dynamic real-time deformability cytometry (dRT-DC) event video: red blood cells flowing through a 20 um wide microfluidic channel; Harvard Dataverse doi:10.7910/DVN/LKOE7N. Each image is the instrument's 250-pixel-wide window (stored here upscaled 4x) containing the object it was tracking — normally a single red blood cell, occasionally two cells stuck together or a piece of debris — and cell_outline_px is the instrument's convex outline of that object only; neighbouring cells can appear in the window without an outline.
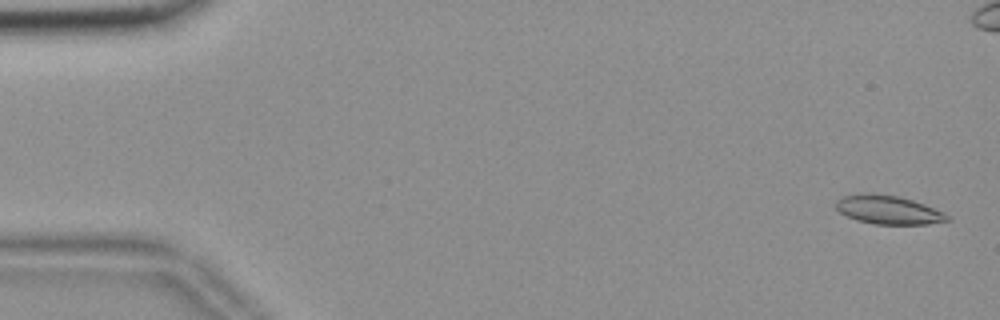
{"species": "common noctule bat (a hibernating species)", "species_latin": "Nyctalus noctula", "temperature_condition": "room temperature", "stored_images_in_passage": 56, "camera_frame_rate_fps": 3000, "um_per_image_px": 0.085, "animal": {"sex": "female", "body_mass_g": 18.4}, "frame": {"image": 1, "passage_image": 2, "time_ms": 0.333, "image_size_px": [1000, 320], "cell_outline_px": [[952, 220], [928, 224], [876, 224], [856, 220], [840, 212], [836, 208], [836, 200], [844, 196], [868, 192], [872, 192], [896, 196], [912, 200], [924, 204], [944, 212]], "centroid_in_image_um": [75.51, 17.83], "position_along_channel_um": 9.5, "area_um2": 18.55}}
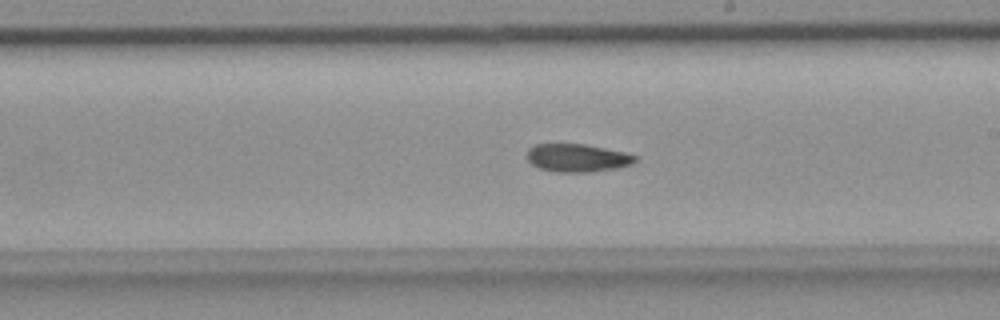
{"frame": {"image": 2, "passage_image": 32, "time_ms": 10.333, "image_size_px": [1000, 320], "cell_outline_px": [[636, 160], [632, 164], [616, 168], [588, 172], [556, 172], [540, 168], [532, 164], [528, 160], [528, 148], [536, 144], [584, 144], [624, 152], [636, 156]], "centroid_in_image_um": [49.06, 13.42], "position_along_channel_um": 239.9, "area_um2": 17.46}}
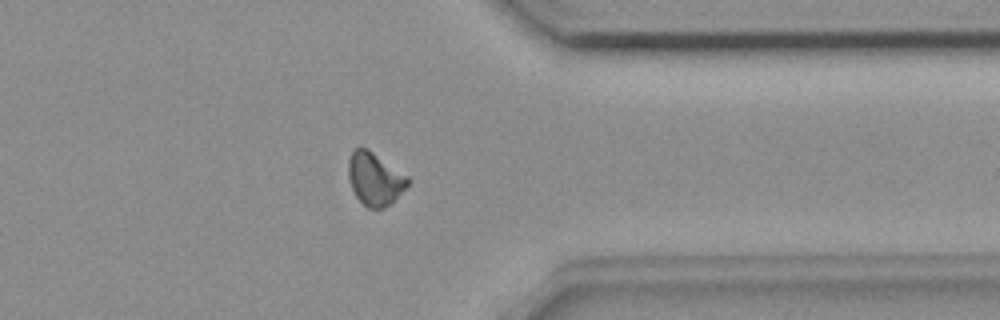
{"frame": {"image": 3, "passage_image": 44, "time_ms": 14.333, "image_size_px": [1000, 320], "cell_outline_px": [[408, 184], [384, 208], [368, 208], [356, 196], [352, 188], [348, 176], [348, 160], [352, 148], [360, 144], [368, 148], [408, 176]], "centroid_in_image_um": [31.8, 15.12], "position_along_channel_um": 379.6, "area_um2": 18.21}, "authors_computed_cell_mechanics": {"area_um2": 18.1492, "velocity_mm_per_s": 3.6725, "shape_relaxation_time_tau1_ms": 10.6632, "shape_relaxation_time_tau2_ms": 5.2298, "deformation_change_tau1": 0.1844, "deformation_change_tau2": 0.1033}}